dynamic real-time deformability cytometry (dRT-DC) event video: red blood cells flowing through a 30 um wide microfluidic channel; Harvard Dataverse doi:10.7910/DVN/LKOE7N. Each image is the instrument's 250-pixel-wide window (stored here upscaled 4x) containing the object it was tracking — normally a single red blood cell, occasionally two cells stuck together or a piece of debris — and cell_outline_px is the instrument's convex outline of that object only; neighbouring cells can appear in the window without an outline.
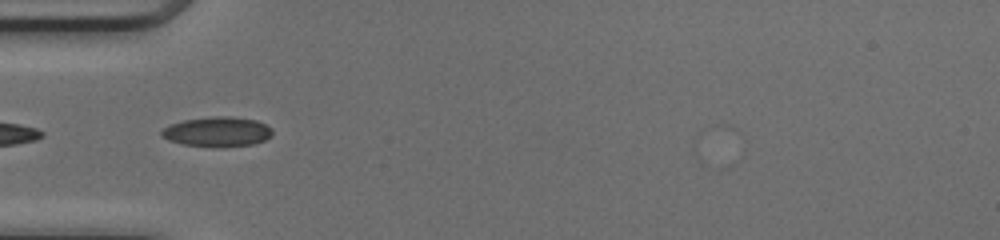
{"species": "common noctule bat (a hibernating species)", "species_latin": "Nyctalus noctula", "temperature_condition": "cold", "stored_images_in_passage": 19, "camera_frame_rate_fps": 3000, "um_per_image_px": 0.085, "animal": {"sex": "female", "body_mass_g": 17.0, "forearm_length_mm": 48.0}, "frame": {"image": 1, "passage_image": 1, "time_ms": 0.0, "image_size_px": [1000, 240], "cell_outline_px": [[272, 136], [264, 140], [252, 144], [220, 148], [212, 148], [184, 144], [168, 140], [160, 136], [160, 132], [168, 124], [184, 120], [212, 116], [228, 116], [256, 120], [272, 128]], "centroid_in_image_um": [18.44, 11.21], "position_along_channel_um": 66.6, "area_um2": 19.54}}
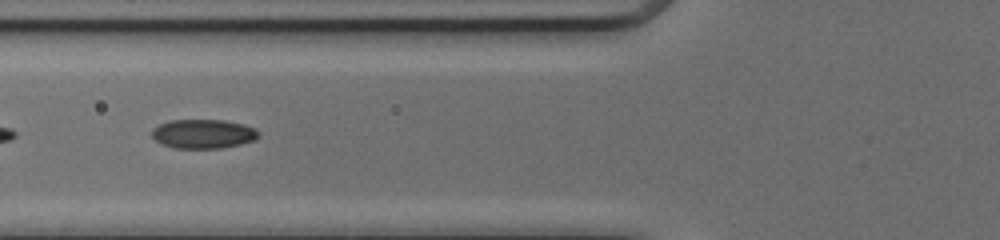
{"frame": {"image": 2, "passage_image": 4, "time_ms": 1.0, "image_size_px": [1000, 240], "cell_outline_px": [[260, 136], [252, 140], [240, 144], [220, 148], [172, 148], [160, 144], [152, 136], [152, 128], [168, 120], [224, 120], [244, 124], [256, 128], [260, 132]], "centroid_in_image_um": [17.27, 11.37], "position_along_channel_um": 108.5, "area_um2": 18.26}}